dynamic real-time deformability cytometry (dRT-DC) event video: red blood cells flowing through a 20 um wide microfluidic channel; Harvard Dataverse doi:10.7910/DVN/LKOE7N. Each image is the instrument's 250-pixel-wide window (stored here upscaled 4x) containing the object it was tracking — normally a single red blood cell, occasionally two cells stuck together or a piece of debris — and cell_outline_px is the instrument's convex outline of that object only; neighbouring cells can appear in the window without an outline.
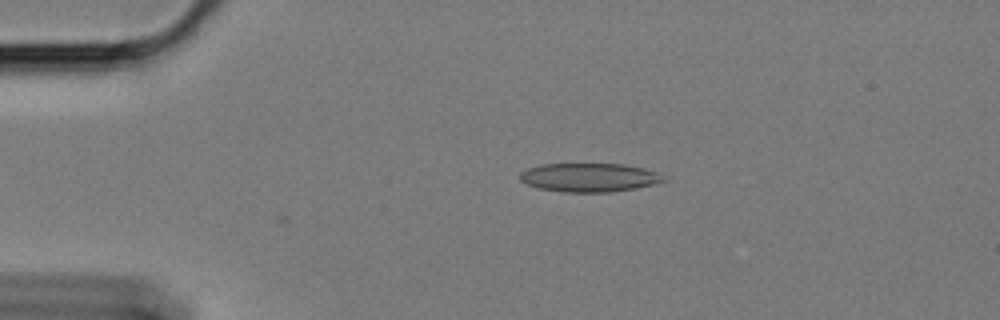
{"species": "Egyptian fruit bat (a non-hibernating species)", "species_latin": "Rousettus aegyptiacus", "temperature_condition": "cold", "stored_images_in_passage": 2, "camera_frame_rate_fps": 3000, "um_per_image_px": 0.085, "animal": {"sex": "female"}, "frame": {"image": 1, "passage_image": 1, "time_ms": 0.0, "image_size_px": [1000, 320], "cell_outline_px": [[668, 180], [656, 184], [636, 188], [608, 192], [564, 192], [540, 188], [528, 184], [520, 180], [520, 172], [528, 168], [540, 164], [624, 164], [644, 168], [656, 172]], "centroid_in_image_um": [50.1, 15.08], "position_along_channel_um": 34.9, "area_um2": 23.99}}